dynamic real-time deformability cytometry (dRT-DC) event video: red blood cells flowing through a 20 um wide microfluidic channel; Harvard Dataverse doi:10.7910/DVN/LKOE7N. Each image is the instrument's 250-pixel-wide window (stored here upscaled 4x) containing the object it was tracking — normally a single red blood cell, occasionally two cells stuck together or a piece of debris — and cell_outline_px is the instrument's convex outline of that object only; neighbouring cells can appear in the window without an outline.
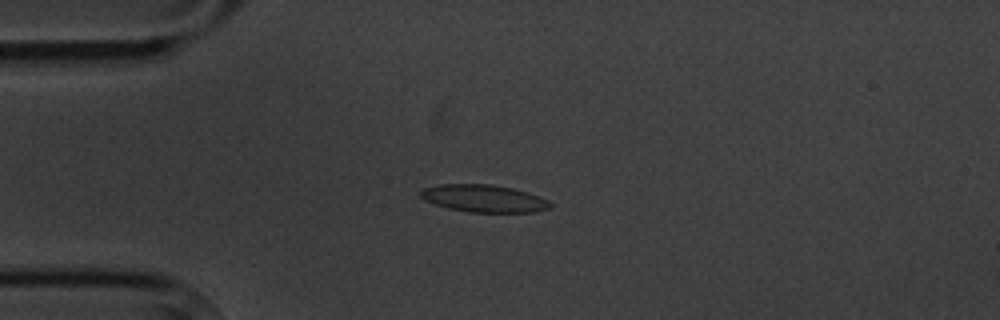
{"species": "common noctule bat (a hibernating species)", "species_latin": "Nyctalus noctula", "temperature_condition": "cold", "stored_images_in_passage": 8, "camera_frame_rate_fps": 3000, "um_per_image_px": 0.085, "animal": {"sex": "male", "body_mass_g": 20.1, "forearm_length_mm": 53.5}, "frame": {"image": 1, "passage_image": 4, "time_ms": 3.333, "image_size_px": [1000, 320], "cell_outline_px": [[552, 208], [536, 212], [468, 212], [448, 208], [424, 200], [420, 196], [420, 188], [440, 184], [492, 184], [512, 188], [528, 192], [540, 196], [548, 200], [552, 204]], "centroid_in_image_um": [41.14, 16.86], "position_along_channel_um": 43.9, "area_um2": 20.92}}
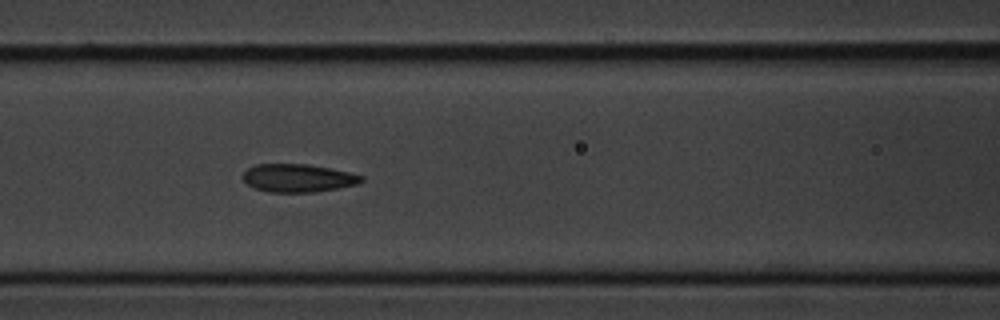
{"frame": {"image": 2, "passage_image": 7, "time_ms": 6.667, "image_size_px": [1000, 320], "cell_outline_px": [[364, 180], [356, 184], [316, 192], [268, 192], [256, 188], [248, 184], [244, 180], [244, 172], [248, 168], [256, 164], [308, 164], [348, 172], [364, 176]], "centroid_in_image_um": [25.33, 15.13], "position_along_channel_um": 141.3, "area_um2": 19.13}}
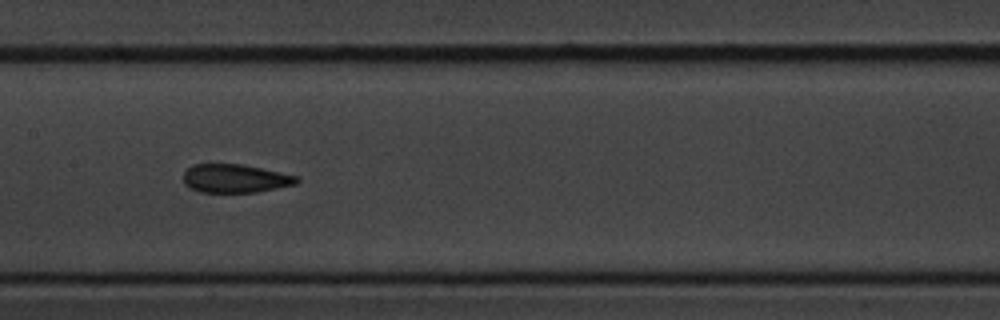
{"frame": {"image": 3, "passage_image": 8, "time_ms": 8.0, "image_size_px": [1000, 320], "cell_outline_px": [[300, 180], [296, 184], [256, 192], [200, 192], [188, 188], [184, 184], [184, 172], [192, 164], [240, 164], [300, 176]], "centroid_in_image_um": [19.98, 15.17], "position_along_channel_um": 187.4, "area_um2": 18.84}}